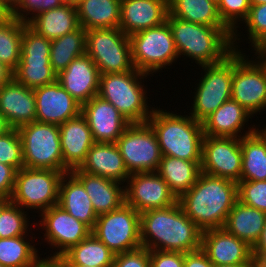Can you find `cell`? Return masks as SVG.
<instances>
[{"instance_id":"74e56055","label":"cell","mask_w":266,"mask_h":267,"mask_svg":"<svg viewBox=\"0 0 266 267\" xmlns=\"http://www.w3.org/2000/svg\"><path fill=\"white\" fill-rule=\"evenodd\" d=\"M24 24L12 16L0 23V62L12 71L20 61Z\"/></svg>"},{"instance_id":"603a6c76","label":"cell","mask_w":266,"mask_h":267,"mask_svg":"<svg viewBox=\"0 0 266 267\" xmlns=\"http://www.w3.org/2000/svg\"><path fill=\"white\" fill-rule=\"evenodd\" d=\"M64 173L80 168L95 143L86 118L79 116L59 126Z\"/></svg>"},{"instance_id":"d590c367","label":"cell","mask_w":266,"mask_h":267,"mask_svg":"<svg viewBox=\"0 0 266 267\" xmlns=\"http://www.w3.org/2000/svg\"><path fill=\"white\" fill-rule=\"evenodd\" d=\"M86 54V30L79 27L75 31L51 40L50 62L58 75L75 58Z\"/></svg>"},{"instance_id":"816d5d0a","label":"cell","mask_w":266,"mask_h":267,"mask_svg":"<svg viewBox=\"0 0 266 267\" xmlns=\"http://www.w3.org/2000/svg\"><path fill=\"white\" fill-rule=\"evenodd\" d=\"M13 78V71L0 62V88Z\"/></svg>"},{"instance_id":"680465c9","label":"cell","mask_w":266,"mask_h":267,"mask_svg":"<svg viewBox=\"0 0 266 267\" xmlns=\"http://www.w3.org/2000/svg\"><path fill=\"white\" fill-rule=\"evenodd\" d=\"M255 58L258 59L257 61L260 63V65L264 68L266 72V55H258Z\"/></svg>"},{"instance_id":"db71d44e","label":"cell","mask_w":266,"mask_h":267,"mask_svg":"<svg viewBox=\"0 0 266 267\" xmlns=\"http://www.w3.org/2000/svg\"><path fill=\"white\" fill-rule=\"evenodd\" d=\"M214 267H254V259L251 258L246 263L229 264V265H214Z\"/></svg>"},{"instance_id":"e575fe53","label":"cell","mask_w":266,"mask_h":267,"mask_svg":"<svg viewBox=\"0 0 266 267\" xmlns=\"http://www.w3.org/2000/svg\"><path fill=\"white\" fill-rule=\"evenodd\" d=\"M169 14L205 26H225L211 0H168Z\"/></svg>"},{"instance_id":"7402d4cb","label":"cell","mask_w":266,"mask_h":267,"mask_svg":"<svg viewBox=\"0 0 266 267\" xmlns=\"http://www.w3.org/2000/svg\"><path fill=\"white\" fill-rule=\"evenodd\" d=\"M201 249L214 265L246 263L252 258L251 247L224 228L202 231Z\"/></svg>"},{"instance_id":"cb8c5ba5","label":"cell","mask_w":266,"mask_h":267,"mask_svg":"<svg viewBox=\"0 0 266 267\" xmlns=\"http://www.w3.org/2000/svg\"><path fill=\"white\" fill-rule=\"evenodd\" d=\"M0 113L10 128L19 127L36 120L35 94L12 78L0 88Z\"/></svg>"},{"instance_id":"7a4b0ae2","label":"cell","mask_w":266,"mask_h":267,"mask_svg":"<svg viewBox=\"0 0 266 267\" xmlns=\"http://www.w3.org/2000/svg\"><path fill=\"white\" fill-rule=\"evenodd\" d=\"M238 200L237 183L201 172L179 198L184 213L202 230L223 228Z\"/></svg>"},{"instance_id":"d6986e66","label":"cell","mask_w":266,"mask_h":267,"mask_svg":"<svg viewBox=\"0 0 266 267\" xmlns=\"http://www.w3.org/2000/svg\"><path fill=\"white\" fill-rule=\"evenodd\" d=\"M81 114L88 122L95 143H116L131 124L113 104L98 95L82 105Z\"/></svg>"},{"instance_id":"52a82bcc","label":"cell","mask_w":266,"mask_h":267,"mask_svg":"<svg viewBox=\"0 0 266 267\" xmlns=\"http://www.w3.org/2000/svg\"><path fill=\"white\" fill-rule=\"evenodd\" d=\"M18 132L25 168L51 169L64 173L58 125L34 121L19 127Z\"/></svg>"},{"instance_id":"484cf974","label":"cell","mask_w":266,"mask_h":267,"mask_svg":"<svg viewBox=\"0 0 266 267\" xmlns=\"http://www.w3.org/2000/svg\"><path fill=\"white\" fill-rule=\"evenodd\" d=\"M70 172L82 183L97 215L111 212L125 203L123 184L86 173L80 168Z\"/></svg>"},{"instance_id":"ffe728a7","label":"cell","mask_w":266,"mask_h":267,"mask_svg":"<svg viewBox=\"0 0 266 267\" xmlns=\"http://www.w3.org/2000/svg\"><path fill=\"white\" fill-rule=\"evenodd\" d=\"M60 85L81 105L98 95L100 72L87 54L75 58L57 75Z\"/></svg>"},{"instance_id":"3957f363","label":"cell","mask_w":266,"mask_h":267,"mask_svg":"<svg viewBox=\"0 0 266 267\" xmlns=\"http://www.w3.org/2000/svg\"><path fill=\"white\" fill-rule=\"evenodd\" d=\"M178 56L192 58L200 66L222 62L234 50L233 33L226 26H205L167 15Z\"/></svg>"},{"instance_id":"f907efd6","label":"cell","mask_w":266,"mask_h":267,"mask_svg":"<svg viewBox=\"0 0 266 267\" xmlns=\"http://www.w3.org/2000/svg\"><path fill=\"white\" fill-rule=\"evenodd\" d=\"M39 258L34 267H66V264L59 257Z\"/></svg>"},{"instance_id":"f5cc1de1","label":"cell","mask_w":266,"mask_h":267,"mask_svg":"<svg viewBox=\"0 0 266 267\" xmlns=\"http://www.w3.org/2000/svg\"><path fill=\"white\" fill-rule=\"evenodd\" d=\"M255 51L254 55H266V36H264L251 50Z\"/></svg>"},{"instance_id":"f546056e","label":"cell","mask_w":266,"mask_h":267,"mask_svg":"<svg viewBox=\"0 0 266 267\" xmlns=\"http://www.w3.org/2000/svg\"><path fill=\"white\" fill-rule=\"evenodd\" d=\"M266 213L236 201L223 228L252 247L264 227Z\"/></svg>"},{"instance_id":"5bb4252c","label":"cell","mask_w":266,"mask_h":267,"mask_svg":"<svg viewBox=\"0 0 266 267\" xmlns=\"http://www.w3.org/2000/svg\"><path fill=\"white\" fill-rule=\"evenodd\" d=\"M245 54L233 51L231 98L254 117L266 109V72L257 59L249 60Z\"/></svg>"},{"instance_id":"4fadbf2b","label":"cell","mask_w":266,"mask_h":267,"mask_svg":"<svg viewBox=\"0 0 266 267\" xmlns=\"http://www.w3.org/2000/svg\"><path fill=\"white\" fill-rule=\"evenodd\" d=\"M116 144L129 174L157 171L162 153L148 123H131Z\"/></svg>"},{"instance_id":"8992f818","label":"cell","mask_w":266,"mask_h":267,"mask_svg":"<svg viewBox=\"0 0 266 267\" xmlns=\"http://www.w3.org/2000/svg\"><path fill=\"white\" fill-rule=\"evenodd\" d=\"M133 67L154 75L177 62L178 52L167 21L129 36Z\"/></svg>"},{"instance_id":"94428289","label":"cell","mask_w":266,"mask_h":267,"mask_svg":"<svg viewBox=\"0 0 266 267\" xmlns=\"http://www.w3.org/2000/svg\"><path fill=\"white\" fill-rule=\"evenodd\" d=\"M62 4L72 5L76 6L78 3V0H60Z\"/></svg>"},{"instance_id":"be15d7a7","label":"cell","mask_w":266,"mask_h":267,"mask_svg":"<svg viewBox=\"0 0 266 267\" xmlns=\"http://www.w3.org/2000/svg\"><path fill=\"white\" fill-rule=\"evenodd\" d=\"M10 200L0 198V210L9 202Z\"/></svg>"},{"instance_id":"e0dca14e","label":"cell","mask_w":266,"mask_h":267,"mask_svg":"<svg viewBox=\"0 0 266 267\" xmlns=\"http://www.w3.org/2000/svg\"><path fill=\"white\" fill-rule=\"evenodd\" d=\"M126 183L125 203L138 213L165 208L178 202L168 184L156 172L130 174Z\"/></svg>"},{"instance_id":"d4e9b609","label":"cell","mask_w":266,"mask_h":267,"mask_svg":"<svg viewBox=\"0 0 266 267\" xmlns=\"http://www.w3.org/2000/svg\"><path fill=\"white\" fill-rule=\"evenodd\" d=\"M251 117L253 116L243 106L231 98L202 122L204 135L242 138L257 130V127L253 125L248 127V131L243 132V126L247 125L245 123H248Z\"/></svg>"},{"instance_id":"7c38bea8","label":"cell","mask_w":266,"mask_h":267,"mask_svg":"<svg viewBox=\"0 0 266 267\" xmlns=\"http://www.w3.org/2000/svg\"><path fill=\"white\" fill-rule=\"evenodd\" d=\"M91 232L115 255L142 247L140 213L126 203L118 209L98 215Z\"/></svg>"},{"instance_id":"ac0fdd59","label":"cell","mask_w":266,"mask_h":267,"mask_svg":"<svg viewBox=\"0 0 266 267\" xmlns=\"http://www.w3.org/2000/svg\"><path fill=\"white\" fill-rule=\"evenodd\" d=\"M33 91L37 122L60 126L81 114L82 105L57 80Z\"/></svg>"},{"instance_id":"ab89813d","label":"cell","mask_w":266,"mask_h":267,"mask_svg":"<svg viewBox=\"0 0 266 267\" xmlns=\"http://www.w3.org/2000/svg\"><path fill=\"white\" fill-rule=\"evenodd\" d=\"M26 213V214H25ZM27 211L9 201L0 210V238L29 235Z\"/></svg>"},{"instance_id":"1f68e13d","label":"cell","mask_w":266,"mask_h":267,"mask_svg":"<svg viewBox=\"0 0 266 267\" xmlns=\"http://www.w3.org/2000/svg\"><path fill=\"white\" fill-rule=\"evenodd\" d=\"M78 22L89 29L119 28L121 0H78Z\"/></svg>"},{"instance_id":"60d3db41","label":"cell","mask_w":266,"mask_h":267,"mask_svg":"<svg viewBox=\"0 0 266 267\" xmlns=\"http://www.w3.org/2000/svg\"><path fill=\"white\" fill-rule=\"evenodd\" d=\"M0 163L10 165L16 171L24 167L22 141L18 129L10 128L0 135Z\"/></svg>"},{"instance_id":"6da1fadb","label":"cell","mask_w":266,"mask_h":267,"mask_svg":"<svg viewBox=\"0 0 266 267\" xmlns=\"http://www.w3.org/2000/svg\"><path fill=\"white\" fill-rule=\"evenodd\" d=\"M140 239L149 251L187 253L201 248L202 230L177 202L140 213Z\"/></svg>"},{"instance_id":"277c9868","label":"cell","mask_w":266,"mask_h":267,"mask_svg":"<svg viewBox=\"0 0 266 267\" xmlns=\"http://www.w3.org/2000/svg\"><path fill=\"white\" fill-rule=\"evenodd\" d=\"M147 123L156 134L162 155L202 161V122L190 115H180L157 107Z\"/></svg>"},{"instance_id":"8fae6325","label":"cell","mask_w":266,"mask_h":267,"mask_svg":"<svg viewBox=\"0 0 266 267\" xmlns=\"http://www.w3.org/2000/svg\"><path fill=\"white\" fill-rule=\"evenodd\" d=\"M86 54L94 61L100 74L125 73L134 69L129 36L120 28L87 30Z\"/></svg>"},{"instance_id":"f1b7e54d","label":"cell","mask_w":266,"mask_h":267,"mask_svg":"<svg viewBox=\"0 0 266 267\" xmlns=\"http://www.w3.org/2000/svg\"><path fill=\"white\" fill-rule=\"evenodd\" d=\"M27 25L39 35L53 40L80 27L77 7L62 4L32 18Z\"/></svg>"},{"instance_id":"7bdbcfd3","label":"cell","mask_w":266,"mask_h":267,"mask_svg":"<svg viewBox=\"0 0 266 267\" xmlns=\"http://www.w3.org/2000/svg\"><path fill=\"white\" fill-rule=\"evenodd\" d=\"M61 5L60 0H20L10 16L27 24L35 16Z\"/></svg>"},{"instance_id":"5b68a950","label":"cell","mask_w":266,"mask_h":267,"mask_svg":"<svg viewBox=\"0 0 266 267\" xmlns=\"http://www.w3.org/2000/svg\"><path fill=\"white\" fill-rule=\"evenodd\" d=\"M148 76L135 68L125 73L100 74L98 96L113 104L130 123H147L154 110L148 106L143 83Z\"/></svg>"},{"instance_id":"6f0895ef","label":"cell","mask_w":266,"mask_h":267,"mask_svg":"<svg viewBox=\"0 0 266 267\" xmlns=\"http://www.w3.org/2000/svg\"><path fill=\"white\" fill-rule=\"evenodd\" d=\"M10 17L8 9L0 2V23Z\"/></svg>"},{"instance_id":"e7e4bbea","label":"cell","mask_w":266,"mask_h":267,"mask_svg":"<svg viewBox=\"0 0 266 267\" xmlns=\"http://www.w3.org/2000/svg\"><path fill=\"white\" fill-rule=\"evenodd\" d=\"M264 128V129H263ZM262 129H259L258 130L261 132V134L266 138V126L263 127Z\"/></svg>"},{"instance_id":"7dc6e473","label":"cell","mask_w":266,"mask_h":267,"mask_svg":"<svg viewBox=\"0 0 266 267\" xmlns=\"http://www.w3.org/2000/svg\"><path fill=\"white\" fill-rule=\"evenodd\" d=\"M16 170L7 164L0 163V198L10 200L15 186Z\"/></svg>"},{"instance_id":"681fc988","label":"cell","mask_w":266,"mask_h":267,"mask_svg":"<svg viewBox=\"0 0 266 267\" xmlns=\"http://www.w3.org/2000/svg\"><path fill=\"white\" fill-rule=\"evenodd\" d=\"M253 259H266V218L262 233L256 243L251 247Z\"/></svg>"},{"instance_id":"91938a15","label":"cell","mask_w":266,"mask_h":267,"mask_svg":"<svg viewBox=\"0 0 266 267\" xmlns=\"http://www.w3.org/2000/svg\"><path fill=\"white\" fill-rule=\"evenodd\" d=\"M254 267H266V259H254Z\"/></svg>"},{"instance_id":"bcb514c9","label":"cell","mask_w":266,"mask_h":267,"mask_svg":"<svg viewBox=\"0 0 266 267\" xmlns=\"http://www.w3.org/2000/svg\"><path fill=\"white\" fill-rule=\"evenodd\" d=\"M151 267H184V253L172 251H149Z\"/></svg>"},{"instance_id":"11a10c76","label":"cell","mask_w":266,"mask_h":267,"mask_svg":"<svg viewBox=\"0 0 266 267\" xmlns=\"http://www.w3.org/2000/svg\"><path fill=\"white\" fill-rule=\"evenodd\" d=\"M0 2L11 12L20 2V0H0Z\"/></svg>"},{"instance_id":"ee69618b","label":"cell","mask_w":266,"mask_h":267,"mask_svg":"<svg viewBox=\"0 0 266 267\" xmlns=\"http://www.w3.org/2000/svg\"><path fill=\"white\" fill-rule=\"evenodd\" d=\"M249 35V44L254 47L264 36H266V3L251 5L249 15L244 21Z\"/></svg>"},{"instance_id":"9a60e30c","label":"cell","mask_w":266,"mask_h":267,"mask_svg":"<svg viewBox=\"0 0 266 267\" xmlns=\"http://www.w3.org/2000/svg\"><path fill=\"white\" fill-rule=\"evenodd\" d=\"M241 167V138L204 135L201 172L238 183Z\"/></svg>"},{"instance_id":"44dd1931","label":"cell","mask_w":266,"mask_h":267,"mask_svg":"<svg viewBox=\"0 0 266 267\" xmlns=\"http://www.w3.org/2000/svg\"><path fill=\"white\" fill-rule=\"evenodd\" d=\"M168 13V0H121L119 28L130 36L163 24Z\"/></svg>"},{"instance_id":"83f0119b","label":"cell","mask_w":266,"mask_h":267,"mask_svg":"<svg viewBox=\"0 0 266 267\" xmlns=\"http://www.w3.org/2000/svg\"><path fill=\"white\" fill-rule=\"evenodd\" d=\"M58 205L91 230L94 228L98 215L82 183L71 172L61 179Z\"/></svg>"},{"instance_id":"b9f144b4","label":"cell","mask_w":266,"mask_h":267,"mask_svg":"<svg viewBox=\"0 0 266 267\" xmlns=\"http://www.w3.org/2000/svg\"><path fill=\"white\" fill-rule=\"evenodd\" d=\"M237 196L241 203L266 213V181L240 180Z\"/></svg>"},{"instance_id":"2e32d148","label":"cell","mask_w":266,"mask_h":267,"mask_svg":"<svg viewBox=\"0 0 266 267\" xmlns=\"http://www.w3.org/2000/svg\"><path fill=\"white\" fill-rule=\"evenodd\" d=\"M41 221L39 224L44 229L43 237L45 243L50 245L56 251L50 254V257H60L67 252L72 246L77 245L84 240L90 233L91 229L70 215L58 204L54 205L39 214ZM59 250H57V249Z\"/></svg>"},{"instance_id":"8d00e7d4","label":"cell","mask_w":266,"mask_h":267,"mask_svg":"<svg viewBox=\"0 0 266 267\" xmlns=\"http://www.w3.org/2000/svg\"><path fill=\"white\" fill-rule=\"evenodd\" d=\"M28 235L0 238V264L4 267H34L40 258ZM27 238V239H26ZM28 240V241H27Z\"/></svg>"},{"instance_id":"f6af8a7d","label":"cell","mask_w":266,"mask_h":267,"mask_svg":"<svg viewBox=\"0 0 266 267\" xmlns=\"http://www.w3.org/2000/svg\"><path fill=\"white\" fill-rule=\"evenodd\" d=\"M112 267H151L149 250L145 247L117 254Z\"/></svg>"},{"instance_id":"836d02e7","label":"cell","mask_w":266,"mask_h":267,"mask_svg":"<svg viewBox=\"0 0 266 267\" xmlns=\"http://www.w3.org/2000/svg\"><path fill=\"white\" fill-rule=\"evenodd\" d=\"M241 149L240 180L266 181V138L257 129L241 138Z\"/></svg>"},{"instance_id":"9f6ffc18","label":"cell","mask_w":266,"mask_h":267,"mask_svg":"<svg viewBox=\"0 0 266 267\" xmlns=\"http://www.w3.org/2000/svg\"><path fill=\"white\" fill-rule=\"evenodd\" d=\"M10 129L5 117L0 113V135L7 132Z\"/></svg>"},{"instance_id":"30bf717a","label":"cell","mask_w":266,"mask_h":267,"mask_svg":"<svg viewBox=\"0 0 266 267\" xmlns=\"http://www.w3.org/2000/svg\"><path fill=\"white\" fill-rule=\"evenodd\" d=\"M204 75L195 87L190 116L203 122L224 102L231 99L233 79V52L222 62L201 66Z\"/></svg>"},{"instance_id":"003e7915","label":"cell","mask_w":266,"mask_h":267,"mask_svg":"<svg viewBox=\"0 0 266 267\" xmlns=\"http://www.w3.org/2000/svg\"><path fill=\"white\" fill-rule=\"evenodd\" d=\"M213 1L216 5H218V3L221 1V0H211Z\"/></svg>"},{"instance_id":"d6a6232c","label":"cell","mask_w":266,"mask_h":267,"mask_svg":"<svg viewBox=\"0 0 266 267\" xmlns=\"http://www.w3.org/2000/svg\"><path fill=\"white\" fill-rule=\"evenodd\" d=\"M115 254L92 232L80 243L72 246L59 258L65 264L87 267H112Z\"/></svg>"},{"instance_id":"ba28073f","label":"cell","mask_w":266,"mask_h":267,"mask_svg":"<svg viewBox=\"0 0 266 267\" xmlns=\"http://www.w3.org/2000/svg\"><path fill=\"white\" fill-rule=\"evenodd\" d=\"M63 175L62 171L23 167L16 171L10 201L24 210L35 209L41 213L58 204L59 186Z\"/></svg>"},{"instance_id":"4316f807","label":"cell","mask_w":266,"mask_h":267,"mask_svg":"<svg viewBox=\"0 0 266 267\" xmlns=\"http://www.w3.org/2000/svg\"><path fill=\"white\" fill-rule=\"evenodd\" d=\"M80 169L121 184L130 176L116 143H94Z\"/></svg>"},{"instance_id":"6125c7cd","label":"cell","mask_w":266,"mask_h":267,"mask_svg":"<svg viewBox=\"0 0 266 267\" xmlns=\"http://www.w3.org/2000/svg\"><path fill=\"white\" fill-rule=\"evenodd\" d=\"M266 0H250L251 5H260V4H265Z\"/></svg>"},{"instance_id":"9c48e42d","label":"cell","mask_w":266,"mask_h":267,"mask_svg":"<svg viewBox=\"0 0 266 267\" xmlns=\"http://www.w3.org/2000/svg\"><path fill=\"white\" fill-rule=\"evenodd\" d=\"M50 48L51 40L24 24L20 61L13 78L30 89L55 82L57 74L51 66Z\"/></svg>"},{"instance_id":"03108f58","label":"cell","mask_w":266,"mask_h":267,"mask_svg":"<svg viewBox=\"0 0 266 267\" xmlns=\"http://www.w3.org/2000/svg\"><path fill=\"white\" fill-rule=\"evenodd\" d=\"M66 267H87V266H82L77 264H66Z\"/></svg>"},{"instance_id":"f35d334b","label":"cell","mask_w":266,"mask_h":267,"mask_svg":"<svg viewBox=\"0 0 266 267\" xmlns=\"http://www.w3.org/2000/svg\"><path fill=\"white\" fill-rule=\"evenodd\" d=\"M250 7V0H221L217 5V11L222 23L233 33L232 46L234 51H240L237 40H241L238 38L241 37L239 35L240 32L236 28H239V24L247 19Z\"/></svg>"},{"instance_id":"4dcf8cb0","label":"cell","mask_w":266,"mask_h":267,"mask_svg":"<svg viewBox=\"0 0 266 267\" xmlns=\"http://www.w3.org/2000/svg\"><path fill=\"white\" fill-rule=\"evenodd\" d=\"M202 161H189L162 155L156 173L168 184L169 189L179 198L197 181Z\"/></svg>"},{"instance_id":"c3c4849f","label":"cell","mask_w":266,"mask_h":267,"mask_svg":"<svg viewBox=\"0 0 266 267\" xmlns=\"http://www.w3.org/2000/svg\"><path fill=\"white\" fill-rule=\"evenodd\" d=\"M184 267H214L207 254L200 248L184 253Z\"/></svg>"}]
</instances>
